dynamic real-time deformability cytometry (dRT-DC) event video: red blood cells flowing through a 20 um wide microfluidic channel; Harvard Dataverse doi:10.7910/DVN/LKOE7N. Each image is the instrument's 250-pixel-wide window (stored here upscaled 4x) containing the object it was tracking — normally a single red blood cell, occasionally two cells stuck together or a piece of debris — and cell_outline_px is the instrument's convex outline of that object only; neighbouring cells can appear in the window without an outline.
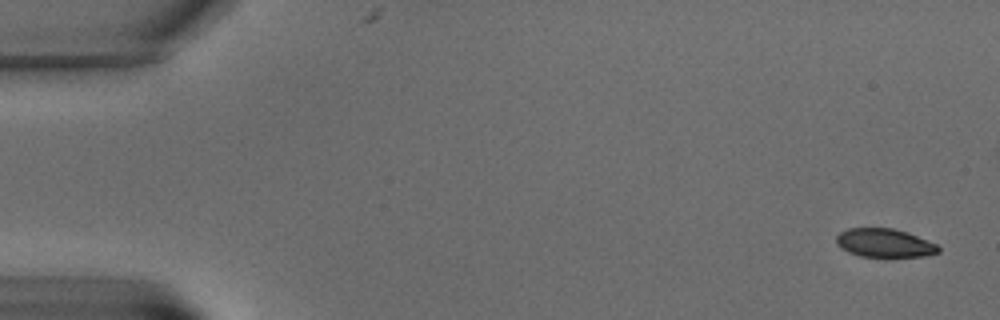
{"species": "common noctule bat (a hibernating species)", "species_latin": "Nyctalus noctula", "temperature_condition": "warm", "stored_images_in_passage": 5, "camera_frame_rate_fps": 3000, "um_per_image_px": 0.085, "animal": {"sex": "male", "body_mass_g": 15.6}, "frame": {"image": 1, "passage_image": 1, "time_ms": 0.0, "image_size_px": [1000, 320], "cell_outline_px": [[940, 252], [924, 256], [860, 256], [848, 252], [840, 248], [836, 244], [836, 236], [840, 232], [848, 228], [892, 228], [908, 232], [936, 244], [940, 248]], "centroid_in_image_um": [75.16, 20.64], "position_along_channel_um": 9.8, "area_um2": 16.94}}
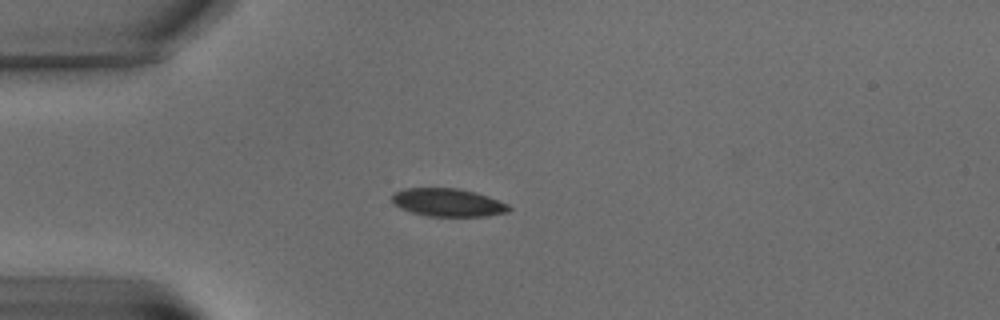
{"frame": {"image": 2, "passage_image": 5, "time_ms": 5.667, "image_size_px": [1000, 320], "cell_outline_px": [[512, 208], [508, 212], [488, 216], [428, 216], [412, 212], [400, 208], [392, 204], [392, 196], [396, 192], [404, 188], [456, 188], [476, 192], [488, 196], [508, 204]], "centroid_in_image_um": [38.08, 17.21], "position_along_channel_um": 46.9, "area_um2": 19.13}}